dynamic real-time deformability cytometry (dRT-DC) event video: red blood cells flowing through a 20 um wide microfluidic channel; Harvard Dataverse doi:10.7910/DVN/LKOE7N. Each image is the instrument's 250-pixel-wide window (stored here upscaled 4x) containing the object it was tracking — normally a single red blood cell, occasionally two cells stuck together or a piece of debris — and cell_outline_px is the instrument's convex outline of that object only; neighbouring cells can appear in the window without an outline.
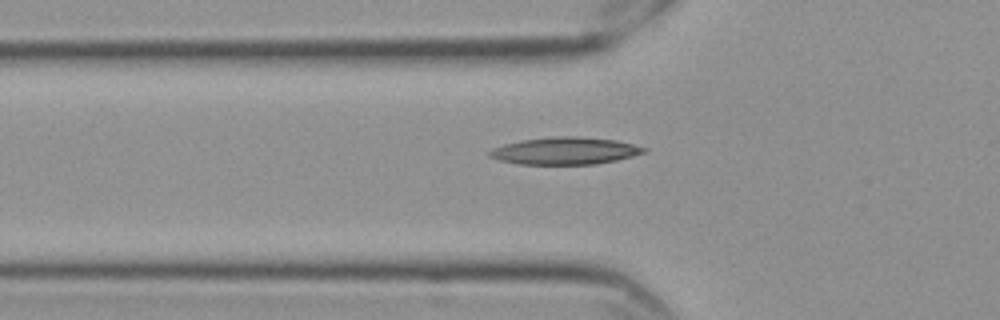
{"species": "Egyptian fruit bat (a non-hibernating species)", "species_latin": "Rousettus aegyptiacus", "temperature_condition": "cold", "stored_images_in_passage": 33, "camera_frame_rate_fps": 3000, "um_per_image_px": 0.085, "frame": {"image": 1, "passage_image": 4, "time_ms": 1.0, "image_size_px": [1000, 320], "cell_outline_px": [[648, 148], [644, 152], [632, 156], [616, 160], [596, 164], [520, 164], [500, 160], [488, 156], [488, 152], [492, 148], [504, 144], [520, 140], [556, 136], [576, 136], [616, 140]], "centroid_in_image_um": [48.0, 12.82], "position_along_channel_um": 77.8, "area_um2": 24.39}}
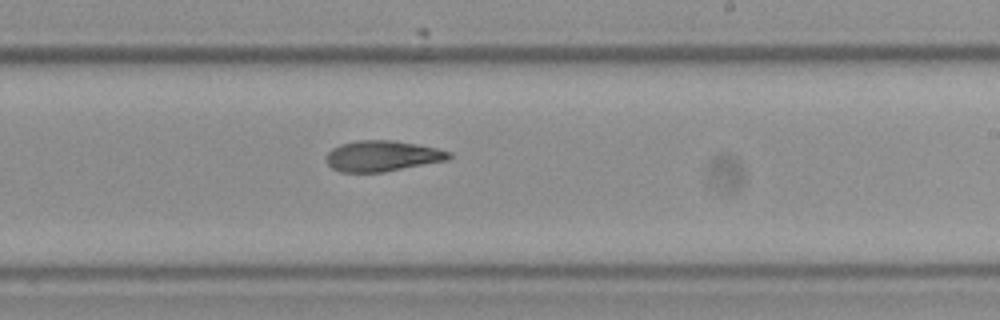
{"frame": {"image": 2, "passage_image": 19, "time_ms": 6.0, "image_size_px": [1000, 320], "cell_outline_px": [[452, 156], [448, 160], [384, 172], [340, 172], [332, 168], [328, 164], [324, 156], [332, 148], [340, 144], [356, 140], [392, 140], [416, 144], [436, 148], [452, 152]], "centroid_in_image_um": [32.48, 13.26], "position_along_channel_um": 256.5, "area_um2": 22.14}}
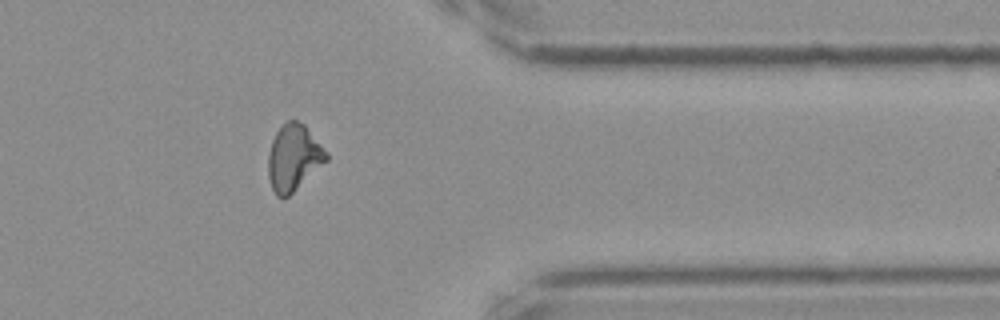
{"frame": {"image": 3, "passage_image": 31, "time_ms": 10.0, "image_size_px": [1000, 320], "cell_outline_px": [[328, 160], [284, 200], [276, 196], [272, 188], [268, 176], [268, 152], [272, 140], [276, 132], [288, 120], [296, 120], [304, 124], [328, 152]], "centroid_in_image_um": [24.95, 13.41], "position_along_channel_um": 386.4, "area_um2": 22.48}, "authors_computed_cell_mechanics": {"area_um2": 22.3108, "velocity_mm_per_s": 3.5516, "shape_relaxation_time_tau1_ms": null, "shape_relaxation_time_tau2_ms": 6.9244, "deformation_change_tau1": null, "deformation_change_tau2": 0.1505}}